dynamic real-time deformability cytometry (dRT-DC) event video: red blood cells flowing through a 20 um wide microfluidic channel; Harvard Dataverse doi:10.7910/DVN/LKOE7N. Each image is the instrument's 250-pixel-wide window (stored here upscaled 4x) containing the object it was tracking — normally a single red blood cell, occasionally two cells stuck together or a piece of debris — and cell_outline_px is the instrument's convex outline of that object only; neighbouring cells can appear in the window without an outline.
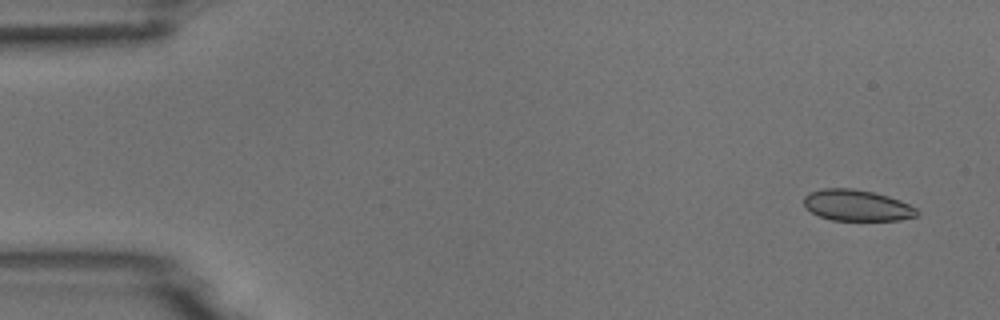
{"species": "common noctule bat (a hibernating species)", "species_latin": "Nyctalus noctula", "temperature_condition": "room temperature", "stored_images_in_passage": 7, "camera_frame_rate_fps": 3000, "um_per_image_px": 0.085, "animal": {"sex": "male", "body_mass_g": 18.8}, "frame": {"image": 1, "passage_image": 1, "time_ms": 0.0, "image_size_px": [1000, 320], "cell_outline_px": [[920, 212], [916, 216], [900, 220], [832, 220], [820, 216], [804, 208], [804, 196], [808, 192], [824, 188], [852, 188], [872, 192], [888, 196], [900, 200], [916, 208]], "centroid_in_image_um": [72.82, 17.45], "position_along_channel_um": 12.2, "area_um2": 20.58}}